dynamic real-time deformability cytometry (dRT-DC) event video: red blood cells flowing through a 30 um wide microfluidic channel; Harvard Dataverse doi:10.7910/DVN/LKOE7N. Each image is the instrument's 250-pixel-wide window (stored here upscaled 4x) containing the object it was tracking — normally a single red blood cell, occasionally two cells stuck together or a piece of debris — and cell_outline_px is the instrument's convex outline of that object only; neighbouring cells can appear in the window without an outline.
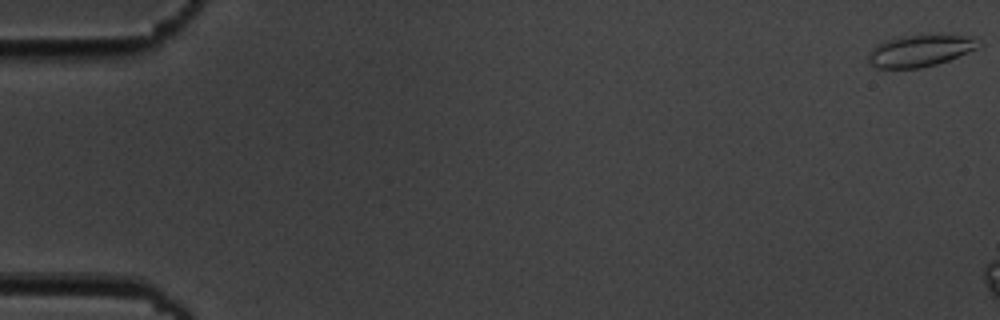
{"species": "common noctule bat (a hibernating species)", "species_latin": "Nyctalus noctula", "temperature_condition": "cold", "stored_images_in_passage": 3, "camera_frame_rate_fps": 3000, "um_per_image_px": 0.085, "animal": {"sex": "male", "body_mass_g": 19.5, "forearm_length_mm": 54.6}, "frame": {"image": 1, "passage_image": 1, "time_ms": 0.0, "image_size_px": [1000, 320], "cell_outline_px": [[984, 44], [976, 48], [948, 60], [936, 64], [920, 68], [876, 68], [868, 64], [868, 56], [872, 48], [876, 44], [884, 40], [920, 32], [972, 36], [980, 40]], "centroid_in_image_um": [78.21, 4.26], "position_along_channel_um": 6.8, "area_um2": 21.21}}